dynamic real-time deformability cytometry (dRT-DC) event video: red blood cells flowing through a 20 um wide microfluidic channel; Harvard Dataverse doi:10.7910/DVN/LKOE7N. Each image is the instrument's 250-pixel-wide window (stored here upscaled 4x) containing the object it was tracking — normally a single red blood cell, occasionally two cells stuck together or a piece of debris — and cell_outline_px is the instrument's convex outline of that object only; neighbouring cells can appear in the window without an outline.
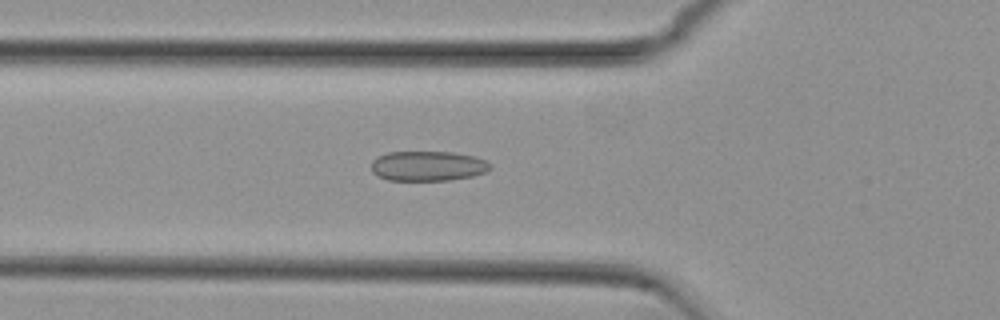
{"species": "common noctule bat (a hibernating species)", "species_latin": "Nyctalus noctula", "temperature_condition": "cold", "stored_images_in_passage": 35, "camera_frame_rate_fps": 3000, "um_per_image_px": 0.085, "animal": {"sex": "female", "body_mass_g": 29.2, "forearm_length_mm": 56.3}, "frame": {"image": 1, "passage_image": 10, "time_ms": 3.0, "image_size_px": [1000, 320], "cell_outline_px": [[492, 168], [484, 172], [472, 176], [448, 180], [388, 180], [376, 176], [372, 172], [372, 160], [376, 156], [388, 152], [452, 152], [476, 156], [492, 164]], "centroid_in_image_um": [36.35, 14.1], "position_along_channel_um": 89.5, "area_um2": 20.87}}
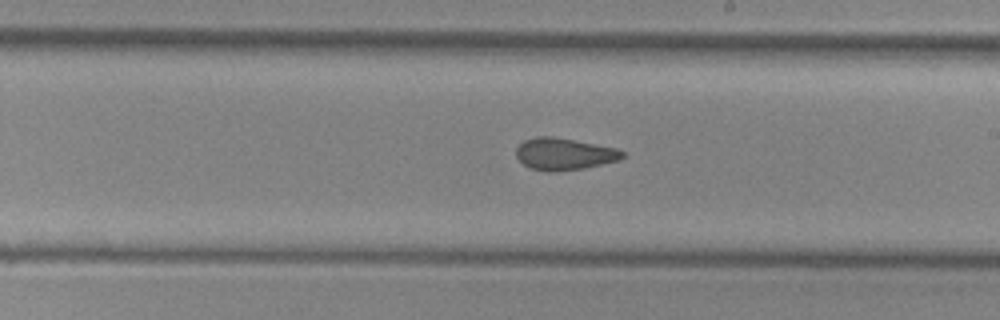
{"frame": {"image": 2, "passage_image": 22, "time_ms": 7.0, "image_size_px": [1000, 320], "cell_outline_px": [[624, 156], [620, 160], [584, 168], [556, 172], [544, 172], [528, 168], [516, 156], [516, 148], [524, 140], [536, 136], [552, 136], [616, 148], [624, 152]], "centroid_in_image_um": [47.92, 13.1], "position_along_channel_um": 241.1, "area_um2": 19.88}}
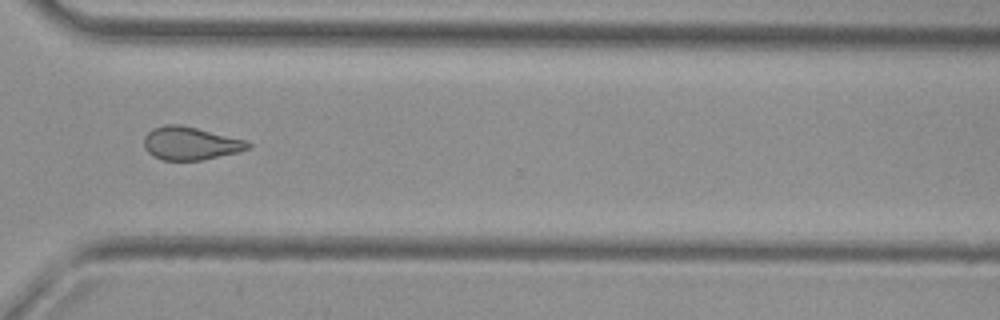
{"frame": {"image": 3, "passage_image": 31, "time_ms": 10.0, "image_size_px": [1000, 320], "cell_outline_px": [[252, 148], [240, 152], [200, 160], [160, 160], [152, 156], [144, 148], [144, 136], [152, 128], [164, 124], [180, 124], [248, 140], [252, 144]], "centroid_in_image_um": [16.2, 12.18], "position_along_channel_um": 354.4, "area_um2": 20.4}, "authors_computed_cell_mechanics": {"area_um2": 20.3456, "velocity_mm_per_s": 3.7745, "shape_relaxation_time_tau1_ms": null, "shape_relaxation_time_tau2_ms": 2.8965, "deformation_change_tau1": null, "deformation_change_tau2": 0.0888}}